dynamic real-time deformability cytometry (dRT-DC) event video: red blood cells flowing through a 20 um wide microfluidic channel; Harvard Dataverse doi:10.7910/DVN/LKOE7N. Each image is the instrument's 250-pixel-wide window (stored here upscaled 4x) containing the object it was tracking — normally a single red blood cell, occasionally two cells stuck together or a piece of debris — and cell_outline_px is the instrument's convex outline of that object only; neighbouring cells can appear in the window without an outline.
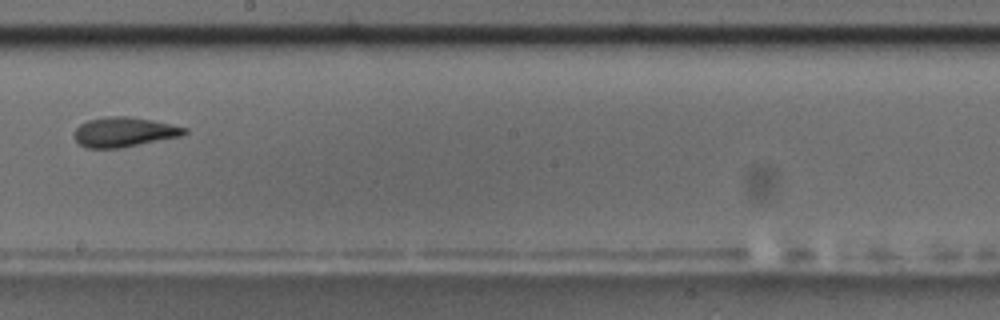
{"species": "common noctule bat (a hibernating species)", "species_latin": "Nyctalus noctula", "temperature_condition": "room temperature", "stored_images_in_passage": 10, "camera_frame_rate_fps": 3000, "um_per_image_px": 0.085, "animal": {"sex": "male", "body_mass_g": 17.5, "forearm_length_mm": 52.3}, "frame": {"image": 1, "passage_image": 9, "time_ms": 9.333, "image_size_px": [1000, 320], "cell_outline_px": [[188, 132], [180, 136], [120, 148], [88, 148], [76, 144], [72, 136], [72, 132], [80, 124], [88, 120], [108, 116], [128, 116], [152, 120], [188, 128]], "centroid_in_image_um": [10.47, 11.23], "position_along_channel_um": 237.7, "area_um2": 19.25}}